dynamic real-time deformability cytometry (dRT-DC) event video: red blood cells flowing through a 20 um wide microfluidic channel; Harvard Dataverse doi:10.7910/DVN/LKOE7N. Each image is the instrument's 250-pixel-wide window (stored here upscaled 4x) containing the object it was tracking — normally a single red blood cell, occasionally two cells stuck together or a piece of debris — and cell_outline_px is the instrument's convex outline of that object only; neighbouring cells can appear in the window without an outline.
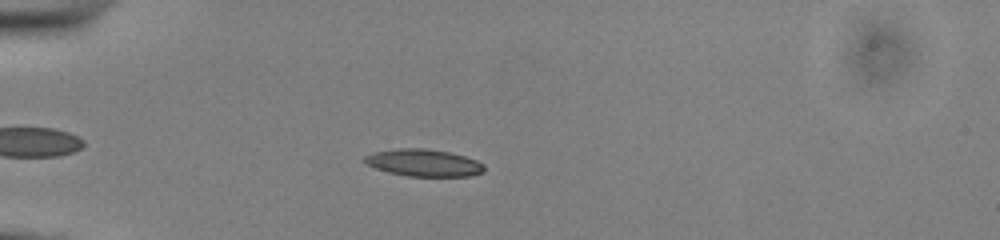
{"species": "common noctule bat (a hibernating species)", "species_latin": "Nyctalus noctula", "temperature_condition": "cold", "stored_images_in_passage": 44, "camera_frame_rate_fps": 3000, "um_per_image_px": 0.085, "animal": {"sex": "male", "body_mass_g": 13.0, "forearm_length_mm": 53.1}, "frame": {"image": 1, "passage_image": 6, "time_ms": 1.667, "image_size_px": [1000, 240], "cell_outline_px": [[484, 172], [472, 176], [408, 176], [388, 172], [376, 168], [368, 164], [364, 160], [364, 156], [372, 152], [400, 148], [424, 148], [448, 152], [464, 156], [476, 160], [484, 164]], "centroid_in_image_um": [36.03, 13.84], "position_along_channel_um": 49.0, "area_um2": 18.84}}
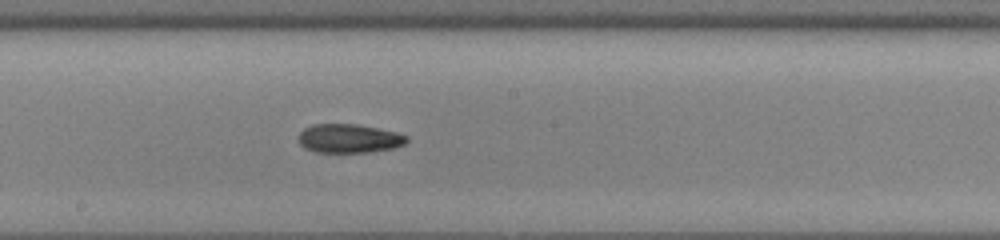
{"frame": {"image": 2, "passage_image": 21, "time_ms": 6.667, "image_size_px": [1000, 240], "cell_outline_px": [[408, 140], [404, 144], [392, 148], [368, 152], [316, 152], [304, 148], [300, 144], [300, 132], [304, 128], [312, 124], [356, 124], [396, 132], [408, 136]], "centroid_in_image_um": [29.66, 11.77], "position_along_channel_um": 218.5, "area_um2": 18.03}}
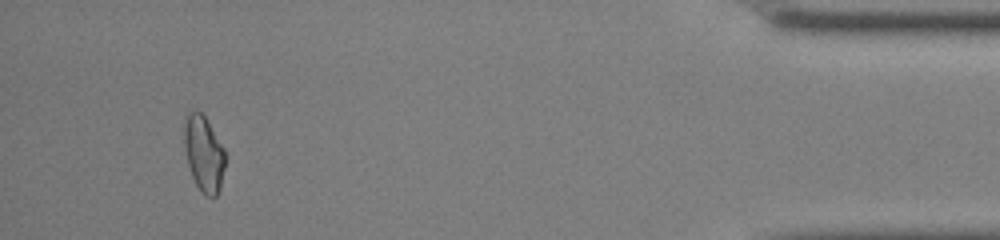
{"frame": {"image": 3, "passage_image": 41, "time_ms": 13.333, "image_size_px": [1000, 240], "cell_outline_px": [[224, 168], [220, 188], [216, 196], [212, 200], [204, 196], [196, 184], [192, 176], [188, 164], [184, 148], [184, 116], [188, 108], [196, 108], [204, 116], [224, 148]], "centroid_in_image_um": [17.29, 13.03], "position_along_channel_um": 417.9, "area_um2": 18.44}, "authors_computed_cell_mechanics": {"area_um2": 18.2937, "velocity_mm_per_s": 3.9022, "shape_relaxation_time_tau1_ms": 3.6409, "shape_relaxation_time_tau2_ms": 3.8003, "deformation_change_tau1": 0.1205, "deformation_change_tau2": 0.1072}}